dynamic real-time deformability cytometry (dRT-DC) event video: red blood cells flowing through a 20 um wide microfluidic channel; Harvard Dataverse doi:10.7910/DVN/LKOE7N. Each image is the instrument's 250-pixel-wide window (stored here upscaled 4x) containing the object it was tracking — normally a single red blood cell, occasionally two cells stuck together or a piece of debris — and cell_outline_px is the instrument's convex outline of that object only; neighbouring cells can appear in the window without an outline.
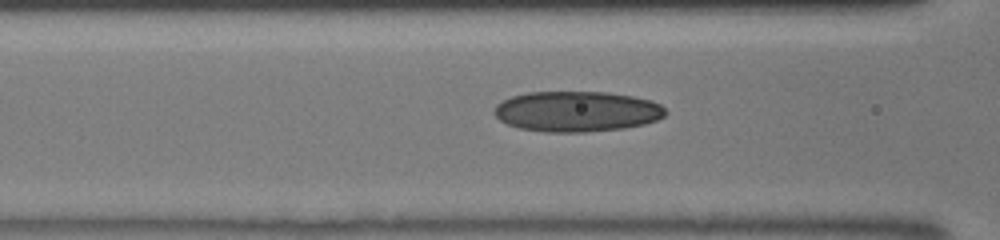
{"species": "human", "species_latin": "Homo sapiens", "temperature_condition": "room temperature", "stored_images_in_passage": 25, "camera_frame_rate_fps": 3000, "um_per_image_px": 0.085, "donor": {"sex": "male"}, "frame": {"image": 1, "passage_image": 5, "time_ms": 1.333, "image_size_px": [1000, 240], "cell_outline_px": [[668, 112], [664, 116], [656, 120], [644, 124], [624, 128], [584, 132], [544, 132], [520, 128], [508, 124], [500, 120], [492, 112], [496, 104], [512, 96], [528, 92], [608, 92], [632, 96], [652, 100], [660, 104]], "centroid_in_image_um": [49.03, 9.47], "position_along_channel_um": 117.6, "area_um2": 40.52}}
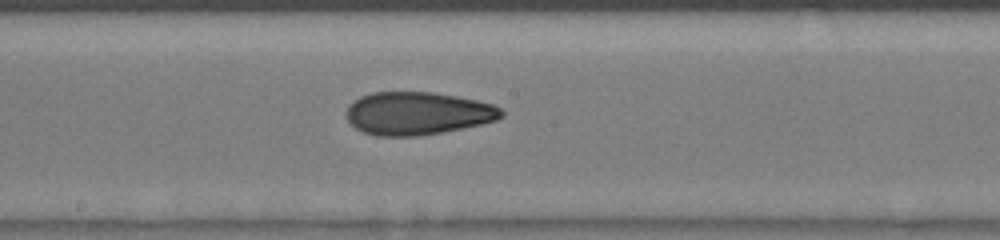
{"frame": {"image": 2, "passage_image": 11, "time_ms": 3.333, "image_size_px": [1000, 240], "cell_outline_px": [[504, 116], [496, 120], [484, 124], [444, 132], [416, 136], [376, 136], [364, 132], [356, 128], [348, 120], [344, 112], [348, 104], [352, 100], [360, 96], [372, 92], [432, 92], [456, 96], [476, 100], [492, 104], [500, 108], [504, 112]], "centroid_in_image_um": [35.48, 9.63], "position_along_channel_um": 212.7, "area_um2": 39.13}}
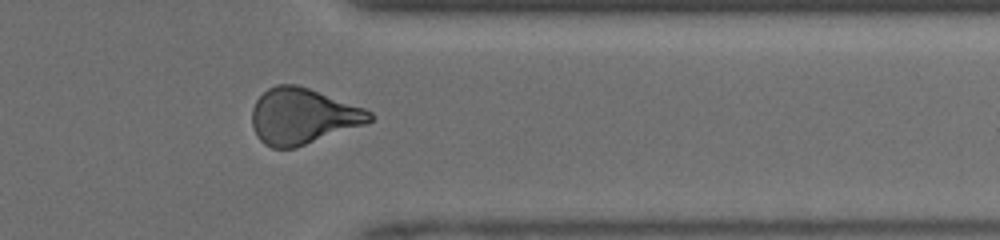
{"frame": {"image": 3, "passage_image": 22, "time_ms": 7.0, "image_size_px": [1000, 240], "cell_outline_px": [[376, 116], [372, 120], [364, 124], [296, 148], [272, 148], [264, 144], [256, 136], [252, 124], [252, 108], [256, 100], [268, 88], [276, 84], [296, 84], [308, 88], [364, 108], [372, 112]], "centroid_in_image_um": [25.71, 9.88], "position_along_channel_um": 385.7, "area_um2": 38.21}}